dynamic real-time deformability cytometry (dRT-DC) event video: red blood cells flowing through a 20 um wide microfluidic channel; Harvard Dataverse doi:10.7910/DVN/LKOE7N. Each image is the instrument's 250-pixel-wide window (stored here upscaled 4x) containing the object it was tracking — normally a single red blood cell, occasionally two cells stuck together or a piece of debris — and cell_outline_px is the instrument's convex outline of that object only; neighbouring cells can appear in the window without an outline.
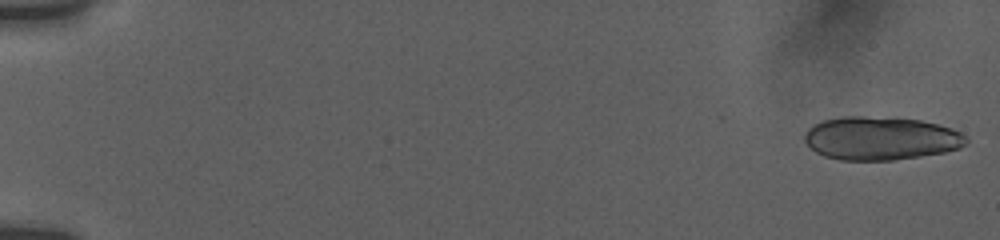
{"species": "human", "species_latin": "Homo sapiens", "temperature_condition": "room temperature", "stored_images_in_passage": 20, "camera_frame_rate_fps": 3000, "um_per_image_px": 0.085, "donor": {"sex": "female"}, "frame": {"image": 1, "passage_image": 1, "time_ms": 0.0, "image_size_px": [1000, 240], "cell_outline_px": [[968, 140], [960, 148], [944, 152], [920, 156], [892, 160], [840, 160], [824, 156], [816, 152], [804, 140], [804, 132], [812, 124], [824, 120], [844, 116], [864, 116], [920, 120], [952, 128], [968, 136]], "centroid_in_image_um": [74.85, 11.76], "position_along_channel_um": 10.2, "area_um2": 40.81}}
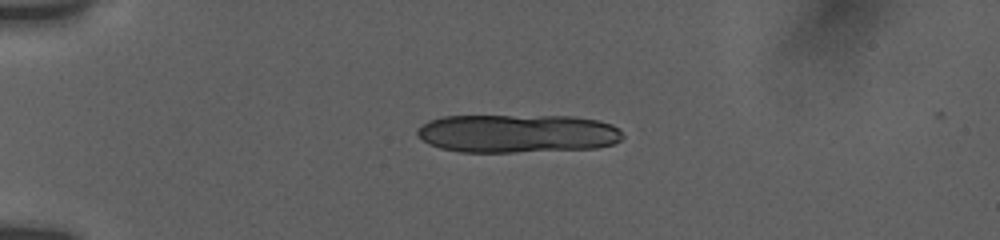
{"frame": {"image": 2, "passage_image": 14, "time_ms": 4.333, "image_size_px": [1000, 240], "cell_outline_px": [[624, 136], [620, 140], [612, 144], [596, 148], [512, 152], [460, 152], [440, 148], [428, 144], [416, 132], [428, 120], [444, 116], [572, 116], [596, 120], [612, 124]], "centroid_in_image_um": [43.97, 11.34], "position_along_channel_um": 41.0, "area_um2": 45.84}}